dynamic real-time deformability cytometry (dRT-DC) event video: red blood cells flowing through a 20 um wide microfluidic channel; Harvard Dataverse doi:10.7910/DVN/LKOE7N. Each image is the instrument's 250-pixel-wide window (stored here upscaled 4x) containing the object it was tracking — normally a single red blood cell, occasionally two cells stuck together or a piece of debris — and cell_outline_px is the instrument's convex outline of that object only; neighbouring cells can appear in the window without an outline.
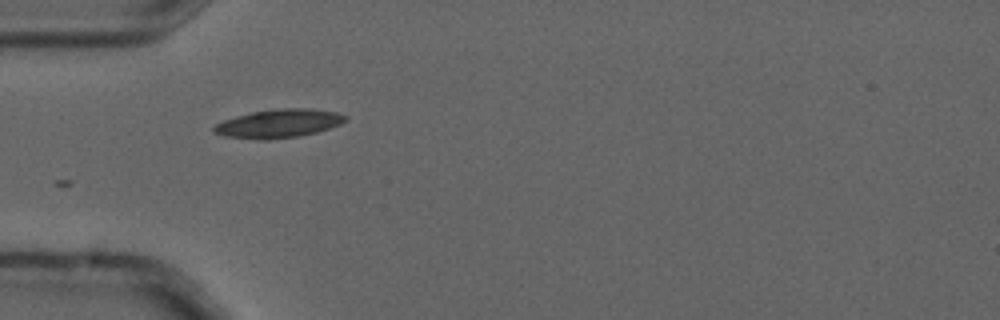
{"species": "common noctule bat (a hibernating species)", "species_latin": "Nyctalus noctula", "temperature_condition": "cold", "stored_images_in_passage": 8, "camera_frame_rate_fps": 3000, "um_per_image_px": 0.085, "animal": {"sex": "male", "forearm_length_mm": 52.5}, "frame": {"image": 1, "passage_image": 4, "time_ms": 1.0, "image_size_px": [1000, 320], "cell_outline_px": [[348, 120], [340, 124], [316, 132], [300, 136], [268, 140], [256, 140], [224, 136], [212, 132], [212, 128], [216, 124], [224, 120], [236, 116], [252, 112], [280, 108], [312, 108], [336, 112], [348, 116]], "centroid_in_image_um": [23.69, 10.5], "position_along_channel_um": 61.3, "area_um2": 22.02}}